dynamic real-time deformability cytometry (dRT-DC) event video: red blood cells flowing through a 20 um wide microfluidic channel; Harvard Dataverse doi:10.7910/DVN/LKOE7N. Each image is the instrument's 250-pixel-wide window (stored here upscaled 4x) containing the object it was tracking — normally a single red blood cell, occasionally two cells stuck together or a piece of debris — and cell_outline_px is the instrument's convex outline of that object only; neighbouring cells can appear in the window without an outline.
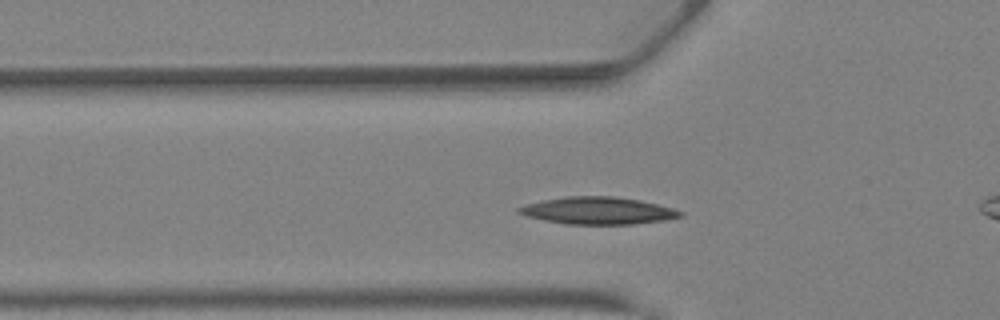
{"species": "Egyptian fruit bat (a non-hibernating species)", "species_latin": "Rousettus aegyptiacus", "temperature_condition": "warm", "stored_images_in_passage": 34, "camera_frame_rate_fps": 3000, "um_per_image_px": 0.085, "animal": {"sex": "female"}, "frame": {"image": 1, "passage_image": 10, "time_ms": 3.0, "image_size_px": [1000, 320], "cell_outline_px": [[684, 216], [668, 220], [632, 224], [568, 224], [544, 220], [528, 216], [516, 212], [516, 208], [528, 204], [544, 200], [564, 196], [616, 196], [640, 200], [672, 208], [684, 212]], "centroid_in_image_um": [50.87, 17.9], "position_along_channel_um": 74.9, "area_um2": 25.61}}
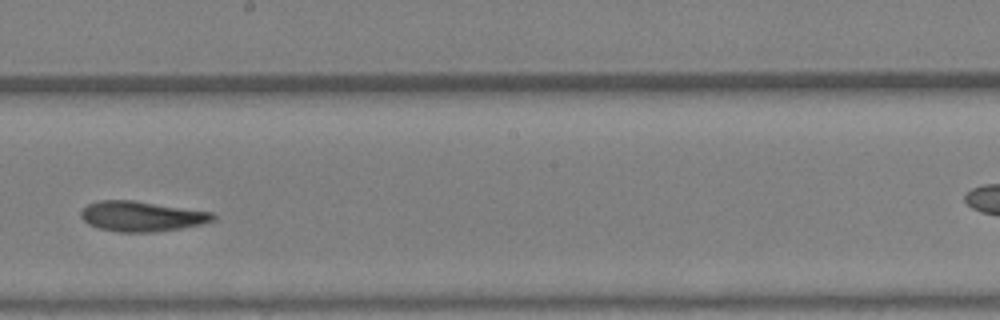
{"frame": {"image": 2, "passage_image": 20, "time_ms": 6.333, "image_size_px": [1000, 320], "cell_outline_px": [[216, 220], [204, 224], [156, 232], [116, 232], [100, 228], [88, 224], [80, 216], [80, 212], [88, 204], [100, 200], [132, 200], [212, 212], [216, 216]], "centroid_in_image_um": [12.06, 18.39], "position_along_channel_um": 236.1, "area_um2": 23.24}}
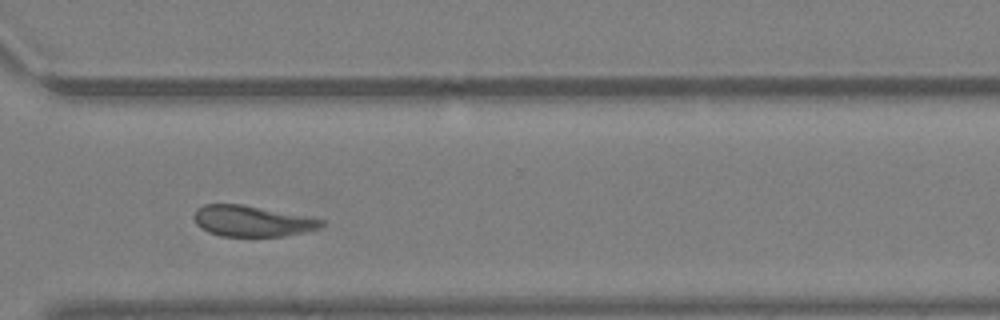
{"frame": {"image": 3, "passage_image": 27, "time_ms": 8.667, "image_size_px": [1000, 320], "cell_outline_px": [[324, 224], [320, 228], [304, 232], [284, 236], [220, 236], [208, 232], [200, 228], [196, 224], [192, 216], [196, 208], [204, 204], [240, 204], [304, 216], [324, 220]], "centroid_in_image_um": [21.35, 18.8], "position_along_channel_um": 349.2, "area_um2": 22.83}, "authors_computed_cell_mechanics": {"area_um2": 24.0737, "velocity_mm_per_s": 4.8331, "shape_relaxation_time_tau1_ms": null, "shape_relaxation_time_tau2_ms": 5.7416, "deformation_change_tau1": null, "deformation_change_tau2": 0.1591}}